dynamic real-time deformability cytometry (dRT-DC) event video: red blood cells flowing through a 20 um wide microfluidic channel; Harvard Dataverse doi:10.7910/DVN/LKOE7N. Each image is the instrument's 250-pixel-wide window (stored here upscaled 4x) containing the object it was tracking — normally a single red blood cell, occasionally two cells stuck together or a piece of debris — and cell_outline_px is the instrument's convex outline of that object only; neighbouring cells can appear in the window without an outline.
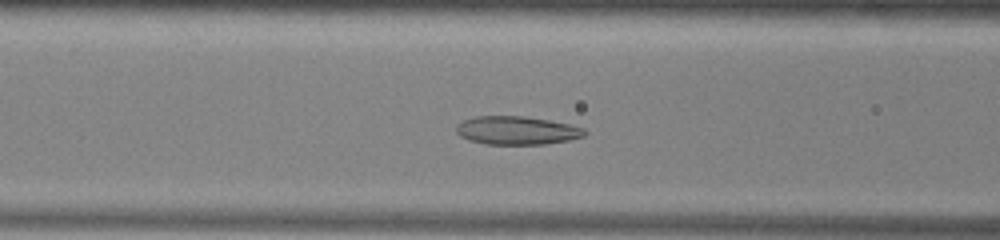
{"species": "common noctule bat (a hibernating species)", "species_latin": "Nyctalus noctula", "temperature_condition": "warm", "stored_images_in_passage": 49, "camera_frame_rate_fps": 3000, "um_per_image_px": 0.085, "animal": {"sex": "male", "body_mass_g": 13.0, "forearm_length_mm": 53.1}, "frame": {"image": 1, "passage_image": 17, "time_ms": 5.333, "image_size_px": [1000, 240], "cell_outline_px": [[588, 132], [584, 136], [568, 140], [544, 144], [484, 144], [468, 140], [460, 136], [456, 132], [456, 124], [472, 116], [524, 116], [548, 120], [568, 124], [584, 128]], "centroid_in_image_um": [43.89, 11.08], "position_along_channel_um": 122.7, "area_um2": 21.27}}
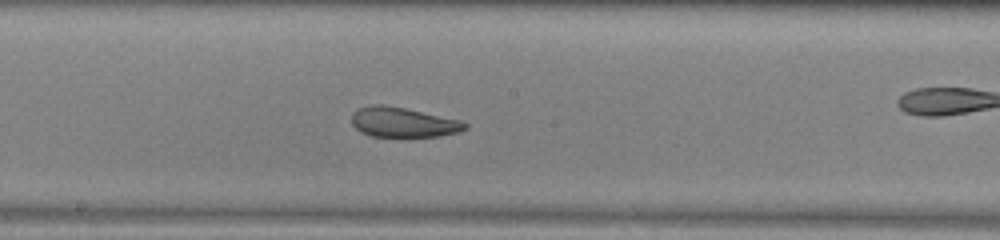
{"frame": {"image": 2, "passage_image": 24, "time_ms": 7.667, "image_size_px": [1000, 240], "cell_outline_px": [[468, 128], [460, 132], [440, 136], [372, 136], [360, 132], [352, 124], [352, 112], [356, 108], [372, 104], [384, 104], [404, 108], [460, 120], [468, 124]], "centroid_in_image_um": [34.24, 10.38], "position_along_channel_um": 214.0, "area_um2": 19.77}}
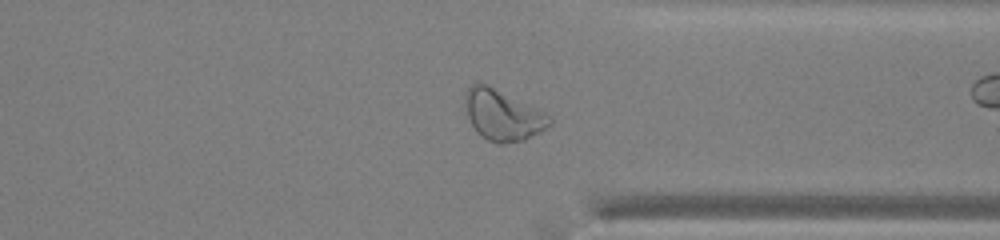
{"frame": {"image": 3, "passage_image": 36, "time_ms": 11.667, "image_size_px": [1000, 240], "cell_outline_px": [[552, 124], [540, 132], [524, 140], [500, 144], [496, 144], [488, 140], [476, 132], [464, 108], [464, 92], [476, 80], [480, 80], [540, 108], [552, 120]], "centroid_in_image_um": [42.71, 9.73], "position_along_channel_um": 368.7, "area_um2": 25.61}, "authors_computed_cell_mechanics": {"area_um2": 23.8714, "velocity_mm_per_s": 3.9203, "shape_relaxation_time_tau1_ms": 8.8064, "shape_relaxation_time_tau2_ms": 2.079, "deformation_change_tau1": 0.2089, "deformation_change_tau2": 0.0925}}